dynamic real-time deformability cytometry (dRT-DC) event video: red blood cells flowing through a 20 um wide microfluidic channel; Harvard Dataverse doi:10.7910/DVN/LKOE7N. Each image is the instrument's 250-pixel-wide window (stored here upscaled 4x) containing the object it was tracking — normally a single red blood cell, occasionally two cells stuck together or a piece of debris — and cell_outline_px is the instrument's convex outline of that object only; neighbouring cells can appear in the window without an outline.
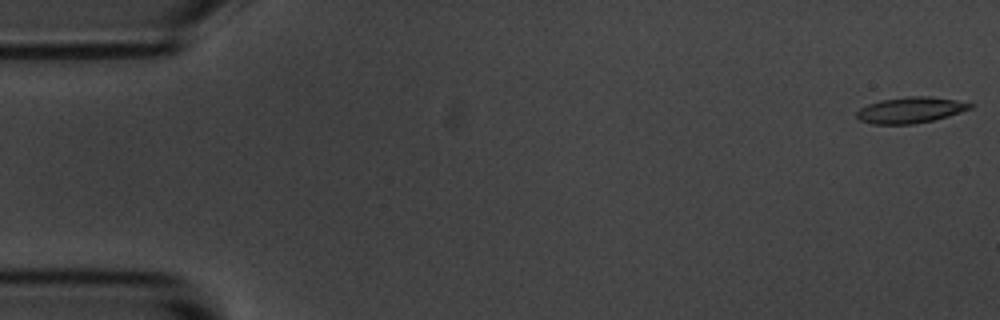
{"species": "common noctule bat (a hibernating species)", "species_latin": "Nyctalus noctula", "temperature_condition": "room temperature", "stored_images_in_passage": 6, "camera_frame_rate_fps": 3000, "um_per_image_px": 0.085, "animal": {"sex": "male", "body_mass_g": 20.1, "forearm_length_mm": 53.5}, "frame": {"image": 1, "passage_image": 1, "time_ms": 0.0, "image_size_px": [1000, 320], "cell_outline_px": [[972, 108], [948, 116], [932, 120], [912, 124], [872, 124], [860, 120], [856, 116], [856, 112], [860, 108], [868, 104], [880, 100], [908, 96], [932, 96], [956, 100], [972, 104]], "centroid_in_image_um": [77.36, 9.35], "position_along_channel_um": 7.6, "area_um2": 17.11}}